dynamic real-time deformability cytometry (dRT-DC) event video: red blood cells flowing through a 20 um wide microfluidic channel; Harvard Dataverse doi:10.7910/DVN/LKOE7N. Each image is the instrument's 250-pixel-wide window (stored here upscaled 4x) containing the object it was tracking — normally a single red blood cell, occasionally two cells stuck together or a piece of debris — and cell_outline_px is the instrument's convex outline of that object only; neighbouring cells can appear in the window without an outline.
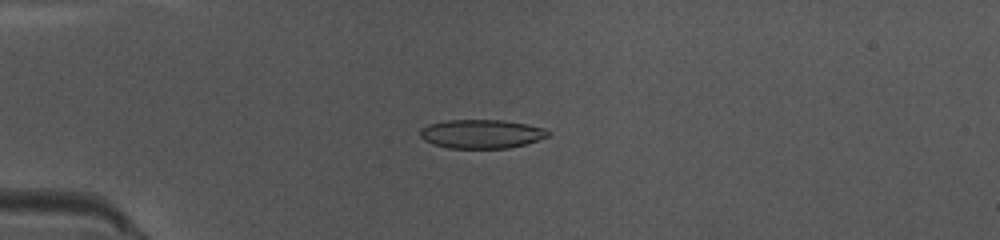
{"species": "common noctule bat (a hibernating species)", "species_latin": "Nyctalus noctula", "temperature_condition": "warm", "stored_images_in_passage": 49, "camera_frame_rate_fps": 3000, "um_per_image_px": 0.085, "animal": {"sex": "female", "body_mass_g": 10.0, "forearm_length_mm": 53.1}, "frame": {"image": 1, "passage_image": 13, "time_ms": 4.0, "image_size_px": [1000, 240], "cell_outline_px": [[552, 136], [524, 144], [508, 148], [448, 148], [432, 144], [424, 140], [420, 136], [420, 128], [428, 124], [448, 120], [504, 120], [528, 124], [548, 128], [552, 132]], "centroid_in_image_um": [40.98, 11.37], "position_along_channel_um": 44.0, "area_um2": 21.85}}
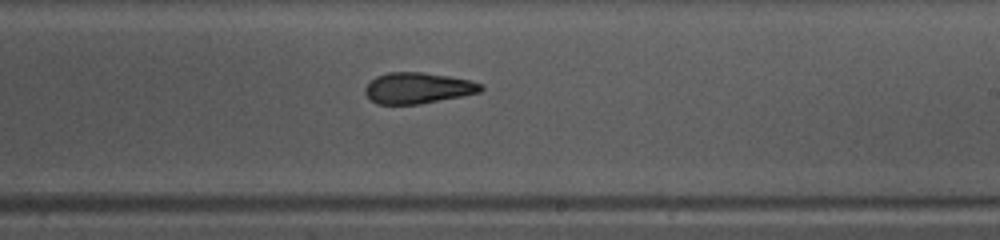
{"frame": {"image": 2, "passage_image": 30, "time_ms": 9.667, "image_size_px": [1000, 240], "cell_outline_px": [[484, 88], [480, 92], [420, 104], [376, 104], [364, 92], [364, 88], [376, 76], [388, 72], [420, 72], [448, 76], [472, 80], [480, 84]], "centroid_in_image_um": [35.5, 7.48], "position_along_channel_um": 253.5, "area_um2": 20.75}}
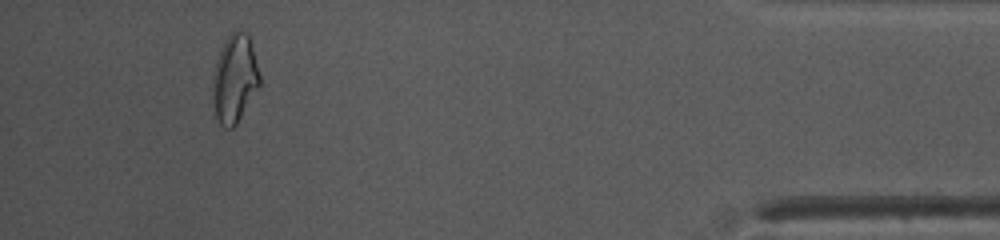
{"frame": {"image": 3, "passage_image": 46, "time_ms": 15.0, "image_size_px": [1000, 240], "cell_outline_px": [[260, 84], [236, 124], [232, 128], [224, 128], [220, 124], [216, 116], [212, 96], [212, 80], [216, 60], [224, 40], [236, 28], [248, 32], [252, 44], [260, 76]], "centroid_in_image_um": [19.93, 6.64], "position_along_channel_um": 415.3, "area_um2": 24.22}, "authors_computed_cell_mechanics": {"area_um2": 21.4438, "velocity_mm_per_s": 4.0586, "shape_relaxation_time_tau1_ms": 9.6619, "shape_relaxation_time_tau2_ms": 4.549, "deformation_change_tau1": 0.2217, "deformation_change_tau2": 0.08}}